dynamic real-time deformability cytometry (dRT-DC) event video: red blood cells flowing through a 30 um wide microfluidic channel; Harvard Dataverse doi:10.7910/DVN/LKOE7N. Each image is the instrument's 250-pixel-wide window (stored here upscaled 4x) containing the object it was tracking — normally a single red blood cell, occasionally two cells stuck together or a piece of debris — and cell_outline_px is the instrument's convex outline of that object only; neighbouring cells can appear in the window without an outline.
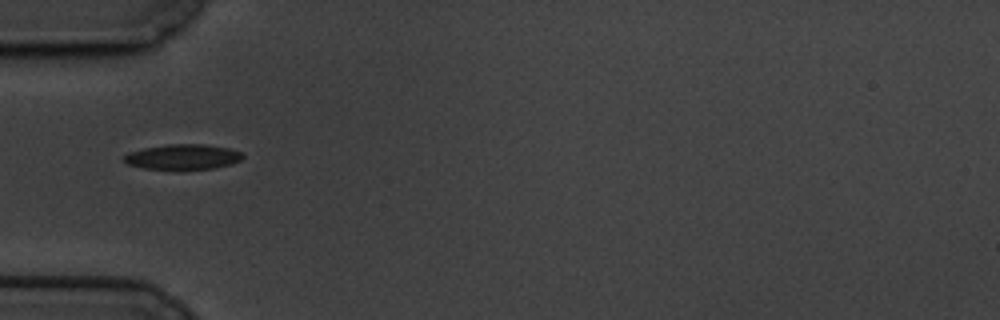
{"species": "common noctule bat (a hibernating species)", "species_latin": "Nyctalus noctula", "temperature_condition": "cold", "stored_images_in_passage": 42, "camera_frame_rate_fps": 3000, "um_per_image_px": 0.085, "animal": {"sex": "male", "body_mass_g": 19.5, "forearm_length_mm": 54.6}, "frame": {"image": 1, "passage_image": 1, "time_ms": 0.0, "image_size_px": [1000, 320], "cell_outline_px": [[244, 156], [240, 160], [232, 164], [216, 168], [144, 168], [128, 164], [124, 160], [124, 156], [128, 152], [144, 148], [168, 144], [204, 144], [228, 148], [240, 152]], "centroid_in_image_um": [15.56, 13.31], "position_along_channel_um": 69.4, "area_um2": 17.05}}
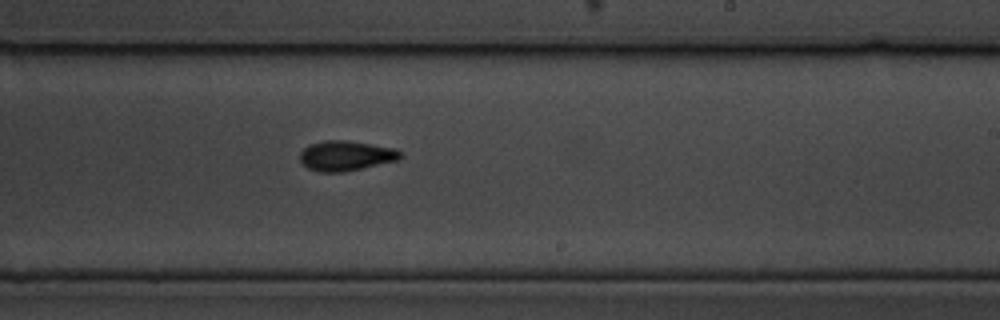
{"frame": {"image": 2, "passage_image": 18, "time_ms": 5.667, "image_size_px": [1000, 320], "cell_outline_px": [[400, 160], [344, 172], [320, 172], [308, 168], [300, 160], [300, 152], [308, 144], [324, 140], [348, 140], [396, 148], [400, 152]], "centroid_in_image_um": [29.4, 13.23], "position_along_channel_um": 259.6, "area_um2": 17.69}}
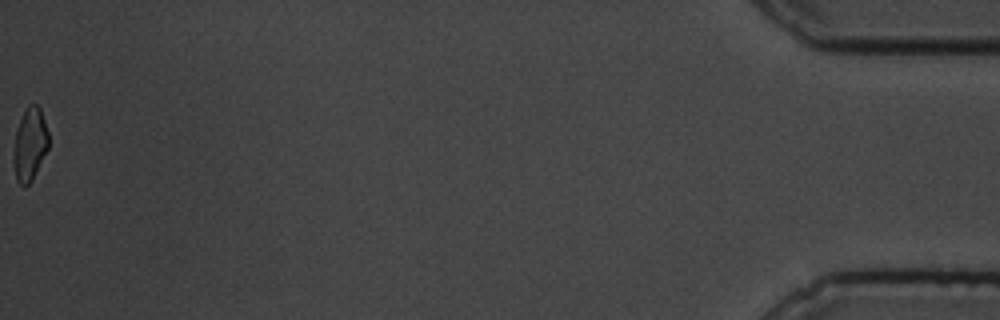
{"frame": {"image": 3, "passage_image": 42, "time_ms": 13.667, "image_size_px": [1000, 320], "cell_outline_px": [[48, 148], [32, 180], [24, 188], [16, 180], [12, 160], [12, 156], [16, 132], [24, 108], [28, 104], [36, 104], [40, 108], [48, 132]], "centroid_in_image_um": [2.51, 12.28], "position_along_channel_um": 432.7, "area_um2": 14.97}, "authors_computed_cell_mechanics": {"area_um2": 17.0221, "velocity_mm_per_s": 3.3612, "shape_relaxation_time_tau1_ms": 4.3828, "shape_relaxation_time_tau2_ms": 4.0252, "deformation_change_tau1": 0.1156, "deformation_change_tau2": 0.0823}}